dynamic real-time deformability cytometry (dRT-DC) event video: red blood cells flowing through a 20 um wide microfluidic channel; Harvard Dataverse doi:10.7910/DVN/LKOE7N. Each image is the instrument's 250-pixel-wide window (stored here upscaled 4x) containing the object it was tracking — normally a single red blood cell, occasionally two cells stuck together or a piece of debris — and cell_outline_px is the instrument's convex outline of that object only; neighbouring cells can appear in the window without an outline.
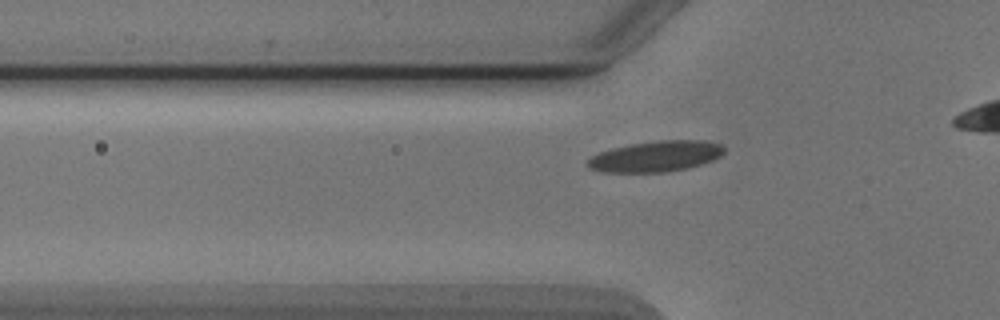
{"species": "Egyptian fruit bat (a non-hibernating species)", "species_latin": "Rousettus aegyptiacus", "temperature_condition": "cold", "stored_images_in_passage": 18, "camera_frame_rate_fps": 3000, "um_per_image_px": 0.085, "animal": {"sex": "male"}, "frame": {"image": 1, "passage_image": 6, "time_ms": 1.667, "image_size_px": [1000, 320], "cell_outline_px": [[724, 152], [720, 156], [712, 160], [688, 168], [664, 172], [600, 172], [588, 168], [584, 164], [592, 156], [600, 152], [612, 148], [632, 144], [660, 140], [704, 140], [720, 144], [724, 148]], "centroid_in_image_um": [55.71, 13.29], "position_along_channel_um": 70.1, "area_um2": 24.45}}
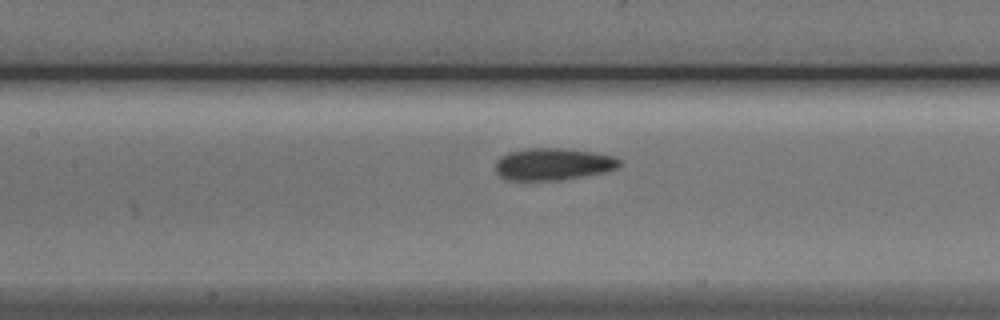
{"frame": {"image": 2, "passage_image": 13, "time_ms": 4.0, "image_size_px": [1000, 320], "cell_outline_px": [[620, 164], [616, 168], [604, 172], [584, 176], [556, 180], [504, 180], [496, 172], [496, 160], [500, 156], [508, 152], [524, 148], [560, 148], [592, 152], [616, 156], [620, 160]], "centroid_in_image_um": [46.97, 13.94], "position_along_channel_um": 160.4, "area_um2": 23.24}}
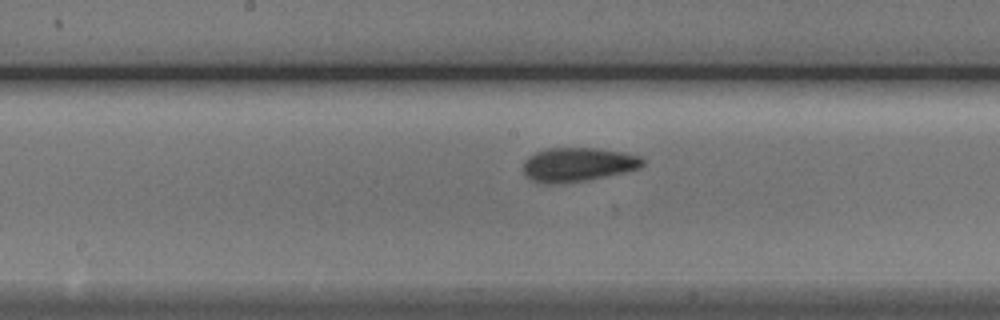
{"frame": {"image": 3, "passage_image": 16, "time_ms": 5.0, "image_size_px": [1000, 320], "cell_outline_px": [[644, 164], [640, 168], [624, 172], [588, 180], [560, 184], [548, 184], [532, 180], [524, 172], [524, 160], [528, 156], [536, 152], [548, 148], [596, 148], [620, 152], [640, 156], [644, 160]], "centroid_in_image_um": [49.11, 13.99], "position_along_channel_um": 199.1, "area_um2": 23.58}}